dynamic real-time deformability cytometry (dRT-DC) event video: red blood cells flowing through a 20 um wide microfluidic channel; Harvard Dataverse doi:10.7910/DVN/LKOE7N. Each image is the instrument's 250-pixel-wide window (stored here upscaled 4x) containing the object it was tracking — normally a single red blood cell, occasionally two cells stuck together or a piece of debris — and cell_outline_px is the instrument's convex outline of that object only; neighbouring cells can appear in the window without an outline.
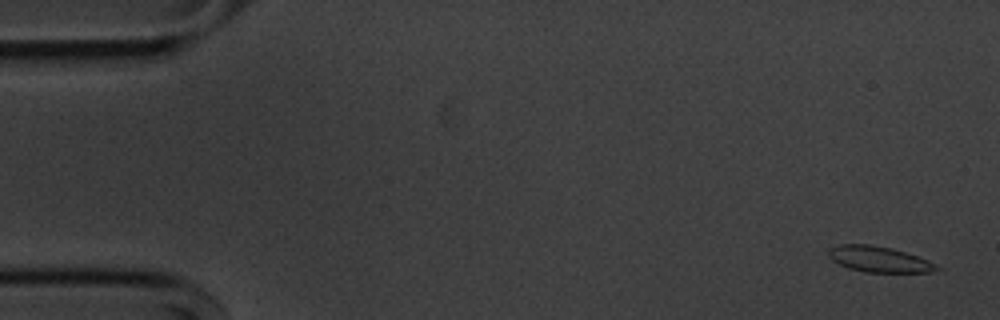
{"species": "common noctule bat (a hibernating species)", "species_latin": "Nyctalus noctula", "temperature_condition": "cold", "stored_images_in_passage": 55, "camera_frame_rate_fps": 3000, "um_per_image_px": 0.085, "animal": {"sex": "male", "body_mass_g": 20.1, "forearm_length_mm": 53.5}, "frame": {"image": 1, "passage_image": 2, "time_ms": 0.333, "image_size_px": [1000, 320], "cell_outline_px": [[940, 268], [932, 272], [864, 272], [848, 268], [832, 260], [828, 256], [828, 248], [840, 244], [868, 244], [892, 248], [928, 260], [936, 264]], "centroid_in_image_um": [74.68, 22.03], "position_along_channel_um": 10.3, "area_um2": 16.18}}
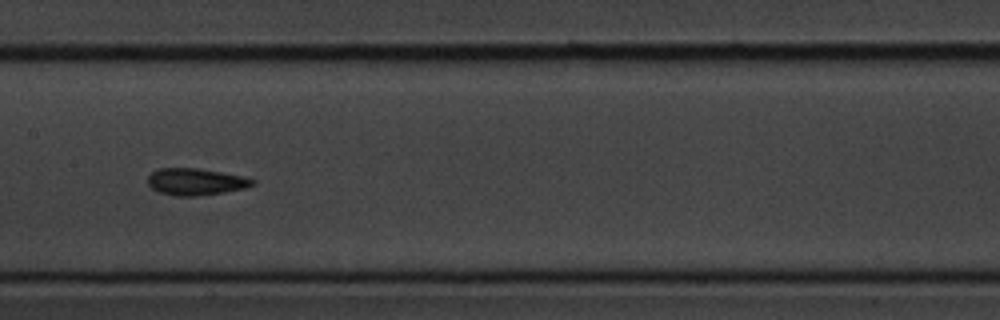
{"frame": {"image": 2, "passage_image": 27, "time_ms": 8.667, "image_size_px": [1000, 320], "cell_outline_px": [[256, 184], [248, 188], [224, 192], [196, 196], [176, 196], [156, 192], [148, 184], [148, 176], [156, 168], [196, 168], [220, 172], [240, 176], [256, 180]], "centroid_in_image_um": [16.62, 15.45], "position_along_channel_um": 190.8, "area_um2": 16.47}}
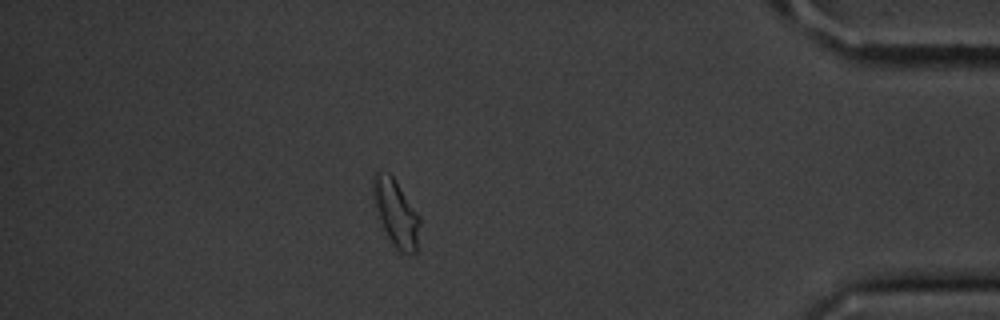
{"frame": {"image": 3, "passage_image": 48, "time_ms": 15.667, "image_size_px": [1000, 320], "cell_outline_px": [[420, 224], [416, 252], [400, 252], [392, 244], [372, 204], [372, 176], [376, 172], [388, 172], [392, 176], [416, 212], [420, 220]], "centroid_in_image_um": [33.6, 18.08], "position_along_channel_um": 401.6, "area_um2": 17.86}, "authors_computed_cell_mechanics": {"area_um2": 16.2996, "velocity_mm_per_s": 3.6081, "shape_relaxation_time_tau1_ms": 4.1357, "shape_relaxation_time_tau2_ms": 4.2718, "deformation_change_tau1": 0.0921, "deformation_change_tau2": 0.0757}}